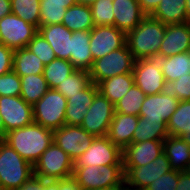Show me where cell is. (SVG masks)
Returning a JSON list of instances; mask_svg holds the SVG:
<instances>
[{
    "mask_svg": "<svg viewBox=\"0 0 190 190\" xmlns=\"http://www.w3.org/2000/svg\"><path fill=\"white\" fill-rule=\"evenodd\" d=\"M0 114L3 118L4 136L7 132L34 122L33 105L21 96H0Z\"/></svg>",
    "mask_w": 190,
    "mask_h": 190,
    "instance_id": "cell-12",
    "label": "cell"
},
{
    "mask_svg": "<svg viewBox=\"0 0 190 190\" xmlns=\"http://www.w3.org/2000/svg\"><path fill=\"white\" fill-rule=\"evenodd\" d=\"M163 152L173 170L182 172L190 162V146L181 137L169 135L164 140Z\"/></svg>",
    "mask_w": 190,
    "mask_h": 190,
    "instance_id": "cell-25",
    "label": "cell"
},
{
    "mask_svg": "<svg viewBox=\"0 0 190 190\" xmlns=\"http://www.w3.org/2000/svg\"><path fill=\"white\" fill-rule=\"evenodd\" d=\"M114 26L125 35L147 16L138 0H113Z\"/></svg>",
    "mask_w": 190,
    "mask_h": 190,
    "instance_id": "cell-19",
    "label": "cell"
},
{
    "mask_svg": "<svg viewBox=\"0 0 190 190\" xmlns=\"http://www.w3.org/2000/svg\"><path fill=\"white\" fill-rule=\"evenodd\" d=\"M126 35L115 26H94L90 31V51L93 61L120 49L126 44Z\"/></svg>",
    "mask_w": 190,
    "mask_h": 190,
    "instance_id": "cell-15",
    "label": "cell"
},
{
    "mask_svg": "<svg viewBox=\"0 0 190 190\" xmlns=\"http://www.w3.org/2000/svg\"><path fill=\"white\" fill-rule=\"evenodd\" d=\"M38 28L11 13L0 19V43L12 50L25 48Z\"/></svg>",
    "mask_w": 190,
    "mask_h": 190,
    "instance_id": "cell-10",
    "label": "cell"
},
{
    "mask_svg": "<svg viewBox=\"0 0 190 190\" xmlns=\"http://www.w3.org/2000/svg\"><path fill=\"white\" fill-rule=\"evenodd\" d=\"M123 165L122 150L107 136L95 137L90 147L74 161V167Z\"/></svg>",
    "mask_w": 190,
    "mask_h": 190,
    "instance_id": "cell-9",
    "label": "cell"
},
{
    "mask_svg": "<svg viewBox=\"0 0 190 190\" xmlns=\"http://www.w3.org/2000/svg\"><path fill=\"white\" fill-rule=\"evenodd\" d=\"M179 101L178 98H172L163 93L146 95L141 105L139 117L152 121L163 120L167 124L171 115L177 109Z\"/></svg>",
    "mask_w": 190,
    "mask_h": 190,
    "instance_id": "cell-18",
    "label": "cell"
},
{
    "mask_svg": "<svg viewBox=\"0 0 190 190\" xmlns=\"http://www.w3.org/2000/svg\"><path fill=\"white\" fill-rule=\"evenodd\" d=\"M94 138V135L77 125H64L53 131V142L73 161L90 147Z\"/></svg>",
    "mask_w": 190,
    "mask_h": 190,
    "instance_id": "cell-13",
    "label": "cell"
},
{
    "mask_svg": "<svg viewBox=\"0 0 190 190\" xmlns=\"http://www.w3.org/2000/svg\"><path fill=\"white\" fill-rule=\"evenodd\" d=\"M72 177L81 190L125 187L123 165L74 167Z\"/></svg>",
    "mask_w": 190,
    "mask_h": 190,
    "instance_id": "cell-3",
    "label": "cell"
},
{
    "mask_svg": "<svg viewBox=\"0 0 190 190\" xmlns=\"http://www.w3.org/2000/svg\"><path fill=\"white\" fill-rule=\"evenodd\" d=\"M145 97L144 92L134 84L129 91L115 103V113L139 116L141 105Z\"/></svg>",
    "mask_w": 190,
    "mask_h": 190,
    "instance_id": "cell-35",
    "label": "cell"
},
{
    "mask_svg": "<svg viewBox=\"0 0 190 190\" xmlns=\"http://www.w3.org/2000/svg\"><path fill=\"white\" fill-rule=\"evenodd\" d=\"M164 140H146L128 145L122 151L123 166H144L163 153Z\"/></svg>",
    "mask_w": 190,
    "mask_h": 190,
    "instance_id": "cell-17",
    "label": "cell"
},
{
    "mask_svg": "<svg viewBox=\"0 0 190 190\" xmlns=\"http://www.w3.org/2000/svg\"><path fill=\"white\" fill-rule=\"evenodd\" d=\"M168 136L165 121H152L139 117L138 124L133 133L132 143L146 140H165Z\"/></svg>",
    "mask_w": 190,
    "mask_h": 190,
    "instance_id": "cell-30",
    "label": "cell"
},
{
    "mask_svg": "<svg viewBox=\"0 0 190 190\" xmlns=\"http://www.w3.org/2000/svg\"><path fill=\"white\" fill-rule=\"evenodd\" d=\"M190 52V24L188 22L166 25L158 57L166 58Z\"/></svg>",
    "mask_w": 190,
    "mask_h": 190,
    "instance_id": "cell-16",
    "label": "cell"
},
{
    "mask_svg": "<svg viewBox=\"0 0 190 190\" xmlns=\"http://www.w3.org/2000/svg\"><path fill=\"white\" fill-rule=\"evenodd\" d=\"M40 1L68 2L71 6L77 3V0H40Z\"/></svg>",
    "mask_w": 190,
    "mask_h": 190,
    "instance_id": "cell-52",
    "label": "cell"
},
{
    "mask_svg": "<svg viewBox=\"0 0 190 190\" xmlns=\"http://www.w3.org/2000/svg\"><path fill=\"white\" fill-rule=\"evenodd\" d=\"M186 22L190 24V0H186Z\"/></svg>",
    "mask_w": 190,
    "mask_h": 190,
    "instance_id": "cell-50",
    "label": "cell"
},
{
    "mask_svg": "<svg viewBox=\"0 0 190 190\" xmlns=\"http://www.w3.org/2000/svg\"><path fill=\"white\" fill-rule=\"evenodd\" d=\"M190 146V133L180 136Z\"/></svg>",
    "mask_w": 190,
    "mask_h": 190,
    "instance_id": "cell-53",
    "label": "cell"
},
{
    "mask_svg": "<svg viewBox=\"0 0 190 190\" xmlns=\"http://www.w3.org/2000/svg\"><path fill=\"white\" fill-rule=\"evenodd\" d=\"M91 83L92 80L88 71L76 69L62 83H59L55 90L68 99L71 95L78 94L86 89Z\"/></svg>",
    "mask_w": 190,
    "mask_h": 190,
    "instance_id": "cell-34",
    "label": "cell"
},
{
    "mask_svg": "<svg viewBox=\"0 0 190 190\" xmlns=\"http://www.w3.org/2000/svg\"><path fill=\"white\" fill-rule=\"evenodd\" d=\"M44 63L27 47L14 50L13 71L20 77L43 74Z\"/></svg>",
    "mask_w": 190,
    "mask_h": 190,
    "instance_id": "cell-29",
    "label": "cell"
},
{
    "mask_svg": "<svg viewBox=\"0 0 190 190\" xmlns=\"http://www.w3.org/2000/svg\"><path fill=\"white\" fill-rule=\"evenodd\" d=\"M161 93L178 98L180 101L190 100V74L181 76L175 81L165 80Z\"/></svg>",
    "mask_w": 190,
    "mask_h": 190,
    "instance_id": "cell-39",
    "label": "cell"
},
{
    "mask_svg": "<svg viewBox=\"0 0 190 190\" xmlns=\"http://www.w3.org/2000/svg\"><path fill=\"white\" fill-rule=\"evenodd\" d=\"M163 24L186 22V0H161L154 12L150 15Z\"/></svg>",
    "mask_w": 190,
    "mask_h": 190,
    "instance_id": "cell-27",
    "label": "cell"
},
{
    "mask_svg": "<svg viewBox=\"0 0 190 190\" xmlns=\"http://www.w3.org/2000/svg\"><path fill=\"white\" fill-rule=\"evenodd\" d=\"M97 92L98 86L92 82L86 89L78 94L71 95V97L67 99L65 125L80 126L82 124L88 107L92 104Z\"/></svg>",
    "mask_w": 190,
    "mask_h": 190,
    "instance_id": "cell-20",
    "label": "cell"
},
{
    "mask_svg": "<svg viewBox=\"0 0 190 190\" xmlns=\"http://www.w3.org/2000/svg\"><path fill=\"white\" fill-rule=\"evenodd\" d=\"M133 73L119 74L97 84L98 91L115 105L134 85Z\"/></svg>",
    "mask_w": 190,
    "mask_h": 190,
    "instance_id": "cell-26",
    "label": "cell"
},
{
    "mask_svg": "<svg viewBox=\"0 0 190 190\" xmlns=\"http://www.w3.org/2000/svg\"><path fill=\"white\" fill-rule=\"evenodd\" d=\"M74 161L54 142L43 152L33 166V174L45 180L72 177Z\"/></svg>",
    "mask_w": 190,
    "mask_h": 190,
    "instance_id": "cell-5",
    "label": "cell"
},
{
    "mask_svg": "<svg viewBox=\"0 0 190 190\" xmlns=\"http://www.w3.org/2000/svg\"><path fill=\"white\" fill-rule=\"evenodd\" d=\"M90 31H76L71 37V56L69 61L76 69L89 71L93 64L90 51Z\"/></svg>",
    "mask_w": 190,
    "mask_h": 190,
    "instance_id": "cell-23",
    "label": "cell"
},
{
    "mask_svg": "<svg viewBox=\"0 0 190 190\" xmlns=\"http://www.w3.org/2000/svg\"><path fill=\"white\" fill-rule=\"evenodd\" d=\"M159 64L167 81H175L179 77L190 74V52H183L166 58L158 57Z\"/></svg>",
    "mask_w": 190,
    "mask_h": 190,
    "instance_id": "cell-28",
    "label": "cell"
},
{
    "mask_svg": "<svg viewBox=\"0 0 190 190\" xmlns=\"http://www.w3.org/2000/svg\"><path fill=\"white\" fill-rule=\"evenodd\" d=\"M181 171L171 170L149 184L144 190H176Z\"/></svg>",
    "mask_w": 190,
    "mask_h": 190,
    "instance_id": "cell-42",
    "label": "cell"
},
{
    "mask_svg": "<svg viewBox=\"0 0 190 190\" xmlns=\"http://www.w3.org/2000/svg\"><path fill=\"white\" fill-rule=\"evenodd\" d=\"M56 190H81L73 177L57 180Z\"/></svg>",
    "mask_w": 190,
    "mask_h": 190,
    "instance_id": "cell-45",
    "label": "cell"
},
{
    "mask_svg": "<svg viewBox=\"0 0 190 190\" xmlns=\"http://www.w3.org/2000/svg\"><path fill=\"white\" fill-rule=\"evenodd\" d=\"M33 175V166L0 139V184L15 190Z\"/></svg>",
    "mask_w": 190,
    "mask_h": 190,
    "instance_id": "cell-4",
    "label": "cell"
},
{
    "mask_svg": "<svg viewBox=\"0 0 190 190\" xmlns=\"http://www.w3.org/2000/svg\"><path fill=\"white\" fill-rule=\"evenodd\" d=\"M96 190H125V187H109V188H100Z\"/></svg>",
    "mask_w": 190,
    "mask_h": 190,
    "instance_id": "cell-55",
    "label": "cell"
},
{
    "mask_svg": "<svg viewBox=\"0 0 190 190\" xmlns=\"http://www.w3.org/2000/svg\"><path fill=\"white\" fill-rule=\"evenodd\" d=\"M176 190H190V176L184 171L180 172Z\"/></svg>",
    "mask_w": 190,
    "mask_h": 190,
    "instance_id": "cell-47",
    "label": "cell"
},
{
    "mask_svg": "<svg viewBox=\"0 0 190 190\" xmlns=\"http://www.w3.org/2000/svg\"><path fill=\"white\" fill-rule=\"evenodd\" d=\"M114 114V104L98 91L80 126L95 137L107 136Z\"/></svg>",
    "mask_w": 190,
    "mask_h": 190,
    "instance_id": "cell-11",
    "label": "cell"
},
{
    "mask_svg": "<svg viewBox=\"0 0 190 190\" xmlns=\"http://www.w3.org/2000/svg\"><path fill=\"white\" fill-rule=\"evenodd\" d=\"M90 7L95 26H114L113 0H96Z\"/></svg>",
    "mask_w": 190,
    "mask_h": 190,
    "instance_id": "cell-38",
    "label": "cell"
},
{
    "mask_svg": "<svg viewBox=\"0 0 190 190\" xmlns=\"http://www.w3.org/2000/svg\"><path fill=\"white\" fill-rule=\"evenodd\" d=\"M62 24L70 31H91L95 24L90 5L76 3L67 8Z\"/></svg>",
    "mask_w": 190,
    "mask_h": 190,
    "instance_id": "cell-24",
    "label": "cell"
},
{
    "mask_svg": "<svg viewBox=\"0 0 190 190\" xmlns=\"http://www.w3.org/2000/svg\"><path fill=\"white\" fill-rule=\"evenodd\" d=\"M138 120L139 116L115 113L107 137L123 151L128 145L132 144L133 133Z\"/></svg>",
    "mask_w": 190,
    "mask_h": 190,
    "instance_id": "cell-21",
    "label": "cell"
},
{
    "mask_svg": "<svg viewBox=\"0 0 190 190\" xmlns=\"http://www.w3.org/2000/svg\"><path fill=\"white\" fill-rule=\"evenodd\" d=\"M138 1L142 11L147 16H150L161 2V0H138Z\"/></svg>",
    "mask_w": 190,
    "mask_h": 190,
    "instance_id": "cell-46",
    "label": "cell"
},
{
    "mask_svg": "<svg viewBox=\"0 0 190 190\" xmlns=\"http://www.w3.org/2000/svg\"><path fill=\"white\" fill-rule=\"evenodd\" d=\"M167 132L176 137L190 133V100L179 101L177 109L167 122Z\"/></svg>",
    "mask_w": 190,
    "mask_h": 190,
    "instance_id": "cell-32",
    "label": "cell"
},
{
    "mask_svg": "<svg viewBox=\"0 0 190 190\" xmlns=\"http://www.w3.org/2000/svg\"><path fill=\"white\" fill-rule=\"evenodd\" d=\"M125 190H144L161 175L172 170L163 152L153 162L144 166H123Z\"/></svg>",
    "mask_w": 190,
    "mask_h": 190,
    "instance_id": "cell-8",
    "label": "cell"
},
{
    "mask_svg": "<svg viewBox=\"0 0 190 190\" xmlns=\"http://www.w3.org/2000/svg\"><path fill=\"white\" fill-rule=\"evenodd\" d=\"M2 140L34 166L53 142V130L33 122L25 127L7 132Z\"/></svg>",
    "mask_w": 190,
    "mask_h": 190,
    "instance_id": "cell-1",
    "label": "cell"
},
{
    "mask_svg": "<svg viewBox=\"0 0 190 190\" xmlns=\"http://www.w3.org/2000/svg\"><path fill=\"white\" fill-rule=\"evenodd\" d=\"M166 24L146 16L130 33L126 34V45L136 60L158 58L165 37Z\"/></svg>",
    "mask_w": 190,
    "mask_h": 190,
    "instance_id": "cell-2",
    "label": "cell"
},
{
    "mask_svg": "<svg viewBox=\"0 0 190 190\" xmlns=\"http://www.w3.org/2000/svg\"><path fill=\"white\" fill-rule=\"evenodd\" d=\"M135 60L125 44L120 49L111 51L102 58L94 60L88 72L92 82L97 85L99 82L113 76L132 73Z\"/></svg>",
    "mask_w": 190,
    "mask_h": 190,
    "instance_id": "cell-6",
    "label": "cell"
},
{
    "mask_svg": "<svg viewBox=\"0 0 190 190\" xmlns=\"http://www.w3.org/2000/svg\"><path fill=\"white\" fill-rule=\"evenodd\" d=\"M57 189V180H45L44 179V190H56Z\"/></svg>",
    "mask_w": 190,
    "mask_h": 190,
    "instance_id": "cell-49",
    "label": "cell"
},
{
    "mask_svg": "<svg viewBox=\"0 0 190 190\" xmlns=\"http://www.w3.org/2000/svg\"><path fill=\"white\" fill-rule=\"evenodd\" d=\"M4 137V124H3V118L0 114V139Z\"/></svg>",
    "mask_w": 190,
    "mask_h": 190,
    "instance_id": "cell-51",
    "label": "cell"
},
{
    "mask_svg": "<svg viewBox=\"0 0 190 190\" xmlns=\"http://www.w3.org/2000/svg\"><path fill=\"white\" fill-rule=\"evenodd\" d=\"M69 7L68 2L40 1V26L61 24Z\"/></svg>",
    "mask_w": 190,
    "mask_h": 190,
    "instance_id": "cell-36",
    "label": "cell"
},
{
    "mask_svg": "<svg viewBox=\"0 0 190 190\" xmlns=\"http://www.w3.org/2000/svg\"><path fill=\"white\" fill-rule=\"evenodd\" d=\"M38 32L48 41L57 58L69 61L72 31L61 23L39 26Z\"/></svg>",
    "mask_w": 190,
    "mask_h": 190,
    "instance_id": "cell-22",
    "label": "cell"
},
{
    "mask_svg": "<svg viewBox=\"0 0 190 190\" xmlns=\"http://www.w3.org/2000/svg\"><path fill=\"white\" fill-rule=\"evenodd\" d=\"M184 172L190 176V162L187 164L186 168L184 169Z\"/></svg>",
    "mask_w": 190,
    "mask_h": 190,
    "instance_id": "cell-56",
    "label": "cell"
},
{
    "mask_svg": "<svg viewBox=\"0 0 190 190\" xmlns=\"http://www.w3.org/2000/svg\"><path fill=\"white\" fill-rule=\"evenodd\" d=\"M132 73L135 85L145 95L161 93L165 79L158 58L135 60Z\"/></svg>",
    "mask_w": 190,
    "mask_h": 190,
    "instance_id": "cell-14",
    "label": "cell"
},
{
    "mask_svg": "<svg viewBox=\"0 0 190 190\" xmlns=\"http://www.w3.org/2000/svg\"><path fill=\"white\" fill-rule=\"evenodd\" d=\"M50 89L43 74H30L21 77V98L31 105L38 102Z\"/></svg>",
    "mask_w": 190,
    "mask_h": 190,
    "instance_id": "cell-31",
    "label": "cell"
},
{
    "mask_svg": "<svg viewBox=\"0 0 190 190\" xmlns=\"http://www.w3.org/2000/svg\"><path fill=\"white\" fill-rule=\"evenodd\" d=\"M11 13V0H0V19Z\"/></svg>",
    "mask_w": 190,
    "mask_h": 190,
    "instance_id": "cell-48",
    "label": "cell"
},
{
    "mask_svg": "<svg viewBox=\"0 0 190 190\" xmlns=\"http://www.w3.org/2000/svg\"><path fill=\"white\" fill-rule=\"evenodd\" d=\"M14 50L0 43V75L7 74L13 70Z\"/></svg>",
    "mask_w": 190,
    "mask_h": 190,
    "instance_id": "cell-43",
    "label": "cell"
},
{
    "mask_svg": "<svg viewBox=\"0 0 190 190\" xmlns=\"http://www.w3.org/2000/svg\"><path fill=\"white\" fill-rule=\"evenodd\" d=\"M95 1L96 0H77V3H81V4H84V5H91Z\"/></svg>",
    "mask_w": 190,
    "mask_h": 190,
    "instance_id": "cell-54",
    "label": "cell"
},
{
    "mask_svg": "<svg viewBox=\"0 0 190 190\" xmlns=\"http://www.w3.org/2000/svg\"><path fill=\"white\" fill-rule=\"evenodd\" d=\"M15 190H44V179L34 174Z\"/></svg>",
    "mask_w": 190,
    "mask_h": 190,
    "instance_id": "cell-44",
    "label": "cell"
},
{
    "mask_svg": "<svg viewBox=\"0 0 190 190\" xmlns=\"http://www.w3.org/2000/svg\"><path fill=\"white\" fill-rule=\"evenodd\" d=\"M12 13L39 28L40 0H11Z\"/></svg>",
    "mask_w": 190,
    "mask_h": 190,
    "instance_id": "cell-37",
    "label": "cell"
},
{
    "mask_svg": "<svg viewBox=\"0 0 190 190\" xmlns=\"http://www.w3.org/2000/svg\"><path fill=\"white\" fill-rule=\"evenodd\" d=\"M67 99L55 89H49L33 105L34 122L44 128L56 130L65 125Z\"/></svg>",
    "mask_w": 190,
    "mask_h": 190,
    "instance_id": "cell-7",
    "label": "cell"
},
{
    "mask_svg": "<svg viewBox=\"0 0 190 190\" xmlns=\"http://www.w3.org/2000/svg\"><path fill=\"white\" fill-rule=\"evenodd\" d=\"M75 70L70 61L56 58L44 66L43 76L50 89H56Z\"/></svg>",
    "mask_w": 190,
    "mask_h": 190,
    "instance_id": "cell-33",
    "label": "cell"
},
{
    "mask_svg": "<svg viewBox=\"0 0 190 190\" xmlns=\"http://www.w3.org/2000/svg\"><path fill=\"white\" fill-rule=\"evenodd\" d=\"M27 48L42 60L44 65L57 58L48 41L39 32L29 42Z\"/></svg>",
    "mask_w": 190,
    "mask_h": 190,
    "instance_id": "cell-40",
    "label": "cell"
},
{
    "mask_svg": "<svg viewBox=\"0 0 190 190\" xmlns=\"http://www.w3.org/2000/svg\"><path fill=\"white\" fill-rule=\"evenodd\" d=\"M21 77L13 70L0 75V96H20Z\"/></svg>",
    "mask_w": 190,
    "mask_h": 190,
    "instance_id": "cell-41",
    "label": "cell"
}]
</instances>
